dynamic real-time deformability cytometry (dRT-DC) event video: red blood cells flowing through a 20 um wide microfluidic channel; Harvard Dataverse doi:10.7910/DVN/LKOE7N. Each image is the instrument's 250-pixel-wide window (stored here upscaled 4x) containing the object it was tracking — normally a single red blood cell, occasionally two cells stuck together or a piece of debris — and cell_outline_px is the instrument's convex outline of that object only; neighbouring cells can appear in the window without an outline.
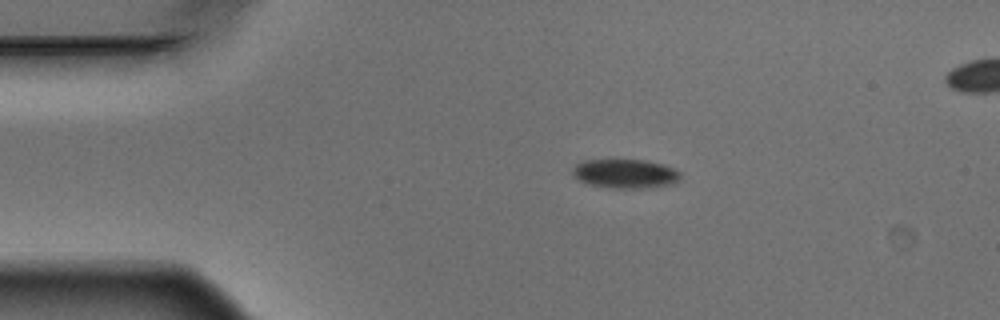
{"species": "Egyptian fruit bat (a non-hibernating species)", "species_latin": "Rousettus aegyptiacus", "temperature_condition": "warm", "stored_images_in_passage": 3, "segment_of_instrument_passage": [1, 2], "camera_frame_rate_fps": 3000, "um_per_image_px": 0.085, "animal": {"sex": "male"}, "frame": {"image": 1, "passage_image": 1, "time_ms": 0.0, "image_size_px": [1000, 320], "cell_outline_px": [[680, 180], [676, 184], [652, 188], [612, 188], [588, 184], [580, 180], [572, 172], [572, 168], [576, 164], [584, 160], [644, 160], [664, 164], [680, 172]], "centroid_in_image_um": [53.2, 14.77], "position_along_channel_um": 31.8, "area_um2": 18.44}}